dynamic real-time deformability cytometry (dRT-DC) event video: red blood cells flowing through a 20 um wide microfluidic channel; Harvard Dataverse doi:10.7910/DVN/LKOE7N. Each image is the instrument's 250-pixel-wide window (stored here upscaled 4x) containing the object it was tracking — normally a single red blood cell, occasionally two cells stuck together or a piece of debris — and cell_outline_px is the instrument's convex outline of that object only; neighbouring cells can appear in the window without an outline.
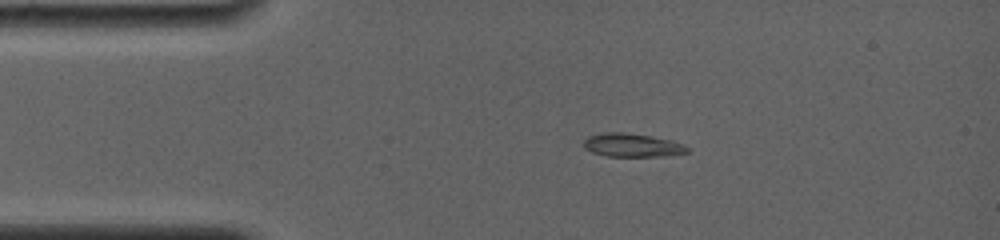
{"species": "common noctule bat (a hibernating species)", "species_latin": "Nyctalus noctula", "temperature_condition": "room temperature", "stored_images_in_passage": 55, "camera_frame_rate_fps": 4000, "um_per_image_px": 0.085, "animal": {"sex": "female", "body_mass_g": 19.0, "forearm_length_mm": 56.7}, "frame": {"image": 1, "passage_image": 2, "time_ms": 0.25, "image_size_px": [1000, 240], "cell_outline_px": [[688, 152], [668, 156], [608, 156], [592, 152], [584, 148], [584, 140], [588, 136], [604, 132], [624, 132], [652, 136], [672, 140], [684, 144], [688, 148]], "centroid_in_image_um": [53.75, 12.33], "position_along_channel_um": 31.3, "area_um2": 14.22}}
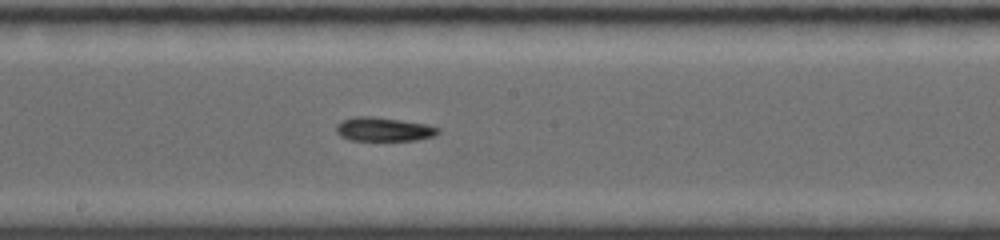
{"frame": {"image": 2, "passage_image": 25, "time_ms": 6.0, "image_size_px": [1000, 240], "cell_outline_px": [[440, 132], [436, 136], [416, 140], [348, 140], [340, 136], [336, 132], [336, 124], [340, 120], [356, 116], [372, 116], [400, 120], [424, 124], [440, 128]], "centroid_in_image_um": [32.58, 10.99], "position_along_channel_um": 215.6, "area_um2": 14.28}}
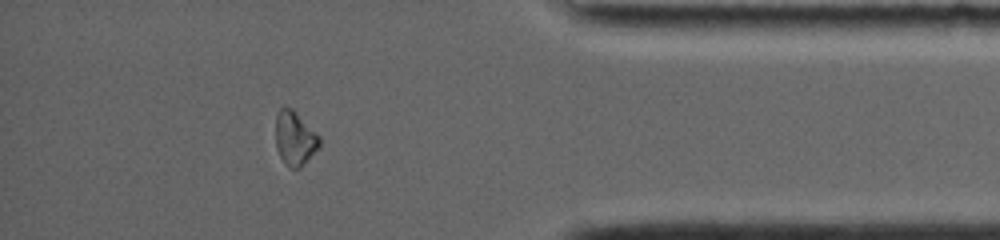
{"frame": {"image": 3, "passage_image": 47, "time_ms": 11.5, "image_size_px": [1000, 240], "cell_outline_px": [[320, 144], [300, 168], [292, 168], [284, 164], [276, 148], [276, 116], [280, 108], [292, 108], [320, 136]], "centroid_in_image_um": [25.04, 11.76], "position_along_channel_um": 410.2, "area_um2": 13.58}, "authors_computed_cell_mechanics": {"area_um2": 13.9298, "velocity_mm_per_s": 3.8559, "shape_relaxation_time_tau1_ms": null, "shape_relaxation_time_tau2_ms": 7.0766, "deformation_change_tau1": null, "deformation_change_tau2": 0.1392}}